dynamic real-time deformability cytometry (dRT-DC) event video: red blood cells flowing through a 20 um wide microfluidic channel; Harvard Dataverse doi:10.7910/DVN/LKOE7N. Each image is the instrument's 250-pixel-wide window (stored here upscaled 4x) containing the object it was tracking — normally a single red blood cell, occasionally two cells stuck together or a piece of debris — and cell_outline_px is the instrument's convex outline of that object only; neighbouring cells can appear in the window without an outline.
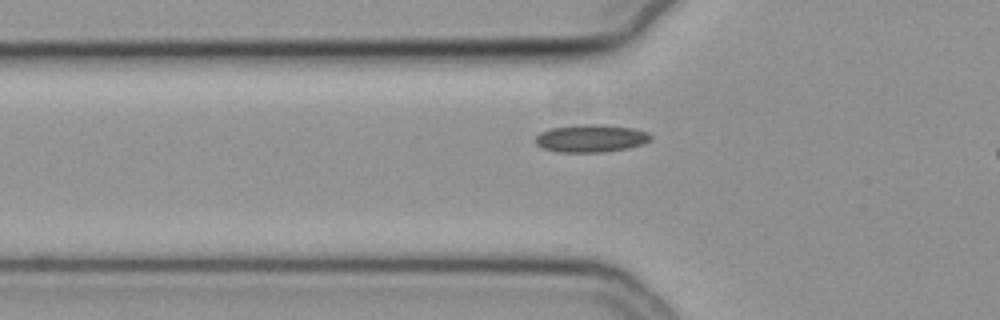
{"species": "common noctule bat (a hibernating species)", "species_latin": "Nyctalus noctula", "temperature_condition": "cold", "stored_images_in_passage": 34, "camera_frame_rate_fps": 3000, "um_per_image_px": 0.085, "animal": {"sex": "female", "body_mass_g": 19.3, "forearm_length_mm": 54.1}, "frame": {"image": 1, "passage_image": 5, "time_ms": 1.333, "image_size_px": [1000, 320], "cell_outline_px": [[652, 136], [648, 140], [640, 144], [628, 148], [604, 152], [556, 152], [544, 148], [536, 144], [536, 136], [540, 132], [552, 128], [584, 124], [600, 124], [632, 128], [648, 132]], "centroid_in_image_um": [50.21, 11.76], "position_along_channel_um": 75.6, "area_um2": 18.38}}
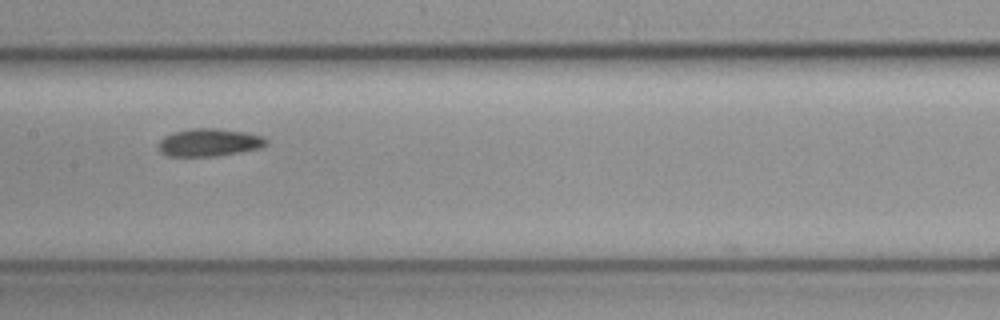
{"frame": {"image": 2, "passage_image": 14, "time_ms": 4.333, "image_size_px": [1000, 320], "cell_outline_px": [[268, 144], [260, 148], [240, 152], [216, 156], [168, 156], [160, 152], [160, 140], [164, 136], [176, 132], [192, 128], [216, 128], [244, 132], [264, 136], [268, 140]], "centroid_in_image_um": [17.82, 12.11], "position_along_channel_um": 189.6, "area_um2": 17.34}}
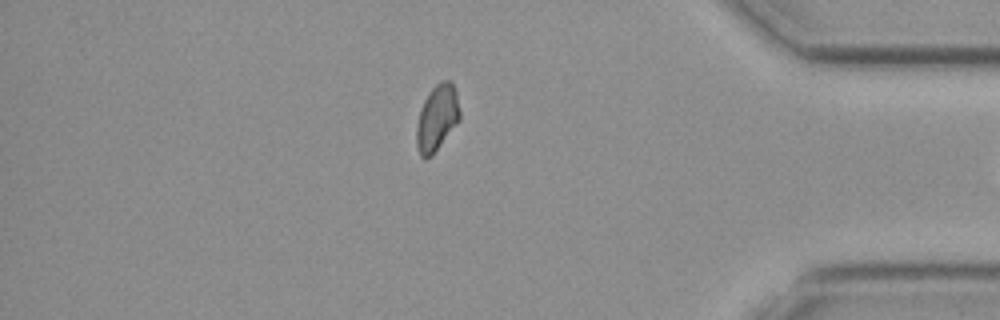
{"frame": {"image": 3, "passage_image": 33, "time_ms": 10.667, "image_size_px": [1000, 320], "cell_outline_px": [[460, 120], [432, 156], [424, 160], [420, 156], [416, 144], [416, 124], [420, 108], [428, 92], [440, 80], [452, 80], [456, 92], [460, 112]], "centroid_in_image_um": [37.13, 10.02], "position_along_channel_um": 398.1, "area_um2": 16.99}}